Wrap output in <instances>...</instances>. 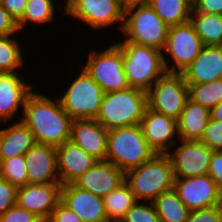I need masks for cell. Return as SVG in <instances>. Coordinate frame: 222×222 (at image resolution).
Returning <instances> with one entry per match:
<instances>
[{"instance_id": "obj_1", "label": "cell", "mask_w": 222, "mask_h": 222, "mask_svg": "<svg viewBox=\"0 0 222 222\" xmlns=\"http://www.w3.org/2000/svg\"><path fill=\"white\" fill-rule=\"evenodd\" d=\"M20 119L33 133L36 143L58 147L71 138L72 119L58 99L31 91Z\"/></svg>"}, {"instance_id": "obj_2", "label": "cell", "mask_w": 222, "mask_h": 222, "mask_svg": "<svg viewBox=\"0 0 222 222\" xmlns=\"http://www.w3.org/2000/svg\"><path fill=\"white\" fill-rule=\"evenodd\" d=\"M114 44L122 52L123 68L130 87L147 92L166 73L162 51L124 39Z\"/></svg>"}, {"instance_id": "obj_3", "label": "cell", "mask_w": 222, "mask_h": 222, "mask_svg": "<svg viewBox=\"0 0 222 222\" xmlns=\"http://www.w3.org/2000/svg\"><path fill=\"white\" fill-rule=\"evenodd\" d=\"M174 179L166 154H155L150 160L125 172V181L137 201L152 202L161 193L173 189Z\"/></svg>"}, {"instance_id": "obj_4", "label": "cell", "mask_w": 222, "mask_h": 222, "mask_svg": "<svg viewBox=\"0 0 222 222\" xmlns=\"http://www.w3.org/2000/svg\"><path fill=\"white\" fill-rule=\"evenodd\" d=\"M147 92L129 87L104 94L96 120L106 129L138 125L147 109Z\"/></svg>"}, {"instance_id": "obj_5", "label": "cell", "mask_w": 222, "mask_h": 222, "mask_svg": "<svg viewBox=\"0 0 222 222\" xmlns=\"http://www.w3.org/2000/svg\"><path fill=\"white\" fill-rule=\"evenodd\" d=\"M155 154L144 138L140 124L108 130L105 160L124 172L140 166Z\"/></svg>"}, {"instance_id": "obj_6", "label": "cell", "mask_w": 222, "mask_h": 222, "mask_svg": "<svg viewBox=\"0 0 222 222\" xmlns=\"http://www.w3.org/2000/svg\"><path fill=\"white\" fill-rule=\"evenodd\" d=\"M169 26L147 2L124 8V25L120 37L128 42L163 51Z\"/></svg>"}, {"instance_id": "obj_7", "label": "cell", "mask_w": 222, "mask_h": 222, "mask_svg": "<svg viewBox=\"0 0 222 222\" xmlns=\"http://www.w3.org/2000/svg\"><path fill=\"white\" fill-rule=\"evenodd\" d=\"M81 70L58 99L72 120L96 119L105 92L83 67Z\"/></svg>"}, {"instance_id": "obj_8", "label": "cell", "mask_w": 222, "mask_h": 222, "mask_svg": "<svg viewBox=\"0 0 222 222\" xmlns=\"http://www.w3.org/2000/svg\"><path fill=\"white\" fill-rule=\"evenodd\" d=\"M107 46L99 51L91 49L83 68L105 93L125 90L130 86L123 68L122 52L115 44Z\"/></svg>"}, {"instance_id": "obj_9", "label": "cell", "mask_w": 222, "mask_h": 222, "mask_svg": "<svg viewBox=\"0 0 222 222\" xmlns=\"http://www.w3.org/2000/svg\"><path fill=\"white\" fill-rule=\"evenodd\" d=\"M63 15L88 24L91 29L117 26L122 31L124 7L118 0H65Z\"/></svg>"}, {"instance_id": "obj_10", "label": "cell", "mask_w": 222, "mask_h": 222, "mask_svg": "<svg viewBox=\"0 0 222 222\" xmlns=\"http://www.w3.org/2000/svg\"><path fill=\"white\" fill-rule=\"evenodd\" d=\"M203 46L190 21L169 27L166 44L162 51L166 72L181 73L199 55Z\"/></svg>"}, {"instance_id": "obj_11", "label": "cell", "mask_w": 222, "mask_h": 222, "mask_svg": "<svg viewBox=\"0 0 222 222\" xmlns=\"http://www.w3.org/2000/svg\"><path fill=\"white\" fill-rule=\"evenodd\" d=\"M188 99V84L181 73H165L147 91L148 108L178 119Z\"/></svg>"}, {"instance_id": "obj_12", "label": "cell", "mask_w": 222, "mask_h": 222, "mask_svg": "<svg viewBox=\"0 0 222 222\" xmlns=\"http://www.w3.org/2000/svg\"><path fill=\"white\" fill-rule=\"evenodd\" d=\"M171 149L174 150H169L166 155L170 159L174 178L208 174L213 151L207 145L201 141L179 139Z\"/></svg>"}, {"instance_id": "obj_13", "label": "cell", "mask_w": 222, "mask_h": 222, "mask_svg": "<svg viewBox=\"0 0 222 222\" xmlns=\"http://www.w3.org/2000/svg\"><path fill=\"white\" fill-rule=\"evenodd\" d=\"M173 189L190 210L222 204V191L208 174L175 178Z\"/></svg>"}, {"instance_id": "obj_14", "label": "cell", "mask_w": 222, "mask_h": 222, "mask_svg": "<svg viewBox=\"0 0 222 222\" xmlns=\"http://www.w3.org/2000/svg\"><path fill=\"white\" fill-rule=\"evenodd\" d=\"M60 183L26 184L17 189L16 205L47 222L60 201Z\"/></svg>"}, {"instance_id": "obj_15", "label": "cell", "mask_w": 222, "mask_h": 222, "mask_svg": "<svg viewBox=\"0 0 222 222\" xmlns=\"http://www.w3.org/2000/svg\"><path fill=\"white\" fill-rule=\"evenodd\" d=\"M140 126L149 147L156 154H166L179 141L177 120L148 107L141 119Z\"/></svg>"}, {"instance_id": "obj_16", "label": "cell", "mask_w": 222, "mask_h": 222, "mask_svg": "<svg viewBox=\"0 0 222 222\" xmlns=\"http://www.w3.org/2000/svg\"><path fill=\"white\" fill-rule=\"evenodd\" d=\"M60 201L83 222H109L103 198L74 183L61 186Z\"/></svg>"}, {"instance_id": "obj_17", "label": "cell", "mask_w": 222, "mask_h": 222, "mask_svg": "<svg viewBox=\"0 0 222 222\" xmlns=\"http://www.w3.org/2000/svg\"><path fill=\"white\" fill-rule=\"evenodd\" d=\"M28 184L60 183L56 147L35 143L25 154Z\"/></svg>"}, {"instance_id": "obj_18", "label": "cell", "mask_w": 222, "mask_h": 222, "mask_svg": "<svg viewBox=\"0 0 222 222\" xmlns=\"http://www.w3.org/2000/svg\"><path fill=\"white\" fill-rule=\"evenodd\" d=\"M33 85L24 81L18 72L0 73V121L13 120L16 114L23 111L25 99L33 90Z\"/></svg>"}, {"instance_id": "obj_19", "label": "cell", "mask_w": 222, "mask_h": 222, "mask_svg": "<svg viewBox=\"0 0 222 222\" xmlns=\"http://www.w3.org/2000/svg\"><path fill=\"white\" fill-rule=\"evenodd\" d=\"M125 181V172L106 160L97 162L73 183L96 196L105 197Z\"/></svg>"}, {"instance_id": "obj_20", "label": "cell", "mask_w": 222, "mask_h": 222, "mask_svg": "<svg viewBox=\"0 0 222 222\" xmlns=\"http://www.w3.org/2000/svg\"><path fill=\"white\" fill-rule=\"evenodd\" d=\"M56 153L61 185L73 183L97 162V159L70 140L56 147Z\"/></svg>"}, {"instance_id": "obj_21", "label": "cell", "mask_w": 222, "mask_h": 222, "mask_svg": "<svg viewBox=\"0 0 222 222\" xmlns=\"http://www.w3.org/2000/svg\"><path fill=\"white\" fill-rule=\"evenodd\" d=\"M107 137L108 129L96 119H75L72 121L70 141L97 160H105Z\"/></svg>"}, {"instance_id": "obj_22", "label": "cell", "mask_w": 222, "mask_h": 222, "mask_svg": "<svg viewBox=\"0 0 222 222\" xmlns=\"http://www.w3.org/2000/svg\"><path fill=\"white\" fill-rule=\"evenodd\" d=\"M181 74L187 84H203L222 78V45H204Z\"/></svg>"}, {"instance_id": "obj_23", "label": "cell", "mask_w": 222, "mask_h": 222, "mask_svg": "<svg viewBox=\"0 0 222 222\" xmlns=\"http://www.w3.org/2000/svg\"><path fill=\"white\" fill-rule=\"evenodd\" d=\"M209 119L210 110L188 97L177 119L179 139L200 141Z\"/></svg>"}, {"instance_id": "obj_24", "label": "cell", "mask_w": 222, "mask_h": 222, "mask_svg": "<svg viewBox=\"0 0 222 222\" xmlns=\"http://www.w3.org/2000/svg\"><path fill=\"white\" fill-rule=\"evenodd\" d=\"M7 126L1 127V160L24 155L36 143L33 133L21 120Z\"/></svg>"}, {"instance_id": "obj_25", "label": "cell", "mask_w": 222, "mask_h": 222, "mask_svg": "<svg viewBox=\"0 0 222 222\" xmlns=\"http://www.w3.org/2000/svg\"><path fill=\"white\" fill-rule=\"evenodd\" d=\"M146 2L169 27L189 22L192 0H147Z\"/></svg>"}, {"instance_id": "obj_26", "label": "cell", "mask_w": 222, "mask_h": 222, "mask_svg": "<svg viewBox=\"0 0 222 222\" xmlns=\"http://www.w3.org/2000/svg\"><path fill=\"white\" fill-rule=\"evenodd\" d=\"M189 21L203 45H222V15L191 12Z\"/></svg>"}, {"instance_id": "obj_27", "label": "cell", "mask_w": 222, "mask_h": 222, "mask_svg": "<svg viewBox=\"0 0 222 222\" xmlns=\"http://www.w3.org/2000/svg\"><path fill=\"white\" fill-rule=\"evenodd\" d=\"M152 203L161 222H186L191 211L174 189L161 193Z\"/></svg>"}, {"instance_id": "obj_28", "label": "cell", "mask_w": 222, "mask_h": 222, "mask_svg": "<svg viewBox=\"0 0 222 222\" xmlns=\"http://www.w3.org/2000/svg\"><path fill=\"white\" fill-rule=\"evenodd\" d=\"M103 200L109 222H120L126 212L137 201L126 181L103 197Z\"/></svg>"}, {"instance_id": "obj_29", "label": "cell", "mask_w": 222, "mask_h": 222, "mask_svg": "<svg viewBox=\"0 0 222 222\" xmlns=\"http://www.w3.org/2000/svg\"><path fill=\"white\" fill-rule=\"evenodd\" d=\"M54 0H28L22 17L17 21L20 34L29 25L52 23L57 14ZM32 23V24H31Z\"/></svg>"}, {"instance_id": "obj_30", "label": "cell", "mask_w": 222, "mask_h": 222, "mask_svg": "<svg viewBox=\"0 0 222 222\" xmlns=\"http://www.w3.org/2000/svg\"><path fill=\"white\" fill-rule=\"evenodd\" d=\"M17 35L0 36V73L19 72L18 69L24 68V47L17 41Z\"/></svg>"}, {"instance_id": "obj_31", "label": "cell", "mask_w": 222, "mask_h": 222, "mask_svg": "<svg viewBox=\"0 0 222 222\" xmlns=\"http://www.w3.org/2000/svg\"><path fill=\"white\" fill-rule=\"evenodd\" d=\"M188 97L210 110L222 101V78L203 84H188Z\"/></svg>"}, {"instance_id": "obj_32", "label": "cell", "mask_w": 222, "mask_h": 222, "mask_svg": "<svg viewBox=\"0 0 222 222\" xmlns=\"http://www.w3.org/2000/svg\"><path fill=\"white\" fill-rule=\"evenodd\" d=\"M24 155L1 160L0 177L19 188L28 184Z\"/></svg>"}, {"instance_id": "obj_33", "label": "cell", "mask_w": 222, "mask_h": 222, "mask_svg": "<svg viewBox=\"0 0 222 222\" xmlns=\"http://www.w3.org/2000/svg\"><path fill=\"white\" fill-rule=\"evenodd\" d=\"M120 222H161L152 202L136 201Z\"/></svg>"}, {"instance_id": "obj_34", "label": "cell", "mask_w": 222, "mask_h": 222, "mask_svg": "<svg viewBox=\"0 0 222 222\" xmlns=\"http://www.w3.org/2000/svg\"><path fill=\"white\" fill-rule=\"evenodd\" d=\"M200 141L212 151L222 150V121L209 119Z\"/></svg>"}, {"instance_id": "obj_35", "label": "cell", "mask_w": 222, "mask_h": 222, "mask_svg": "<svg viewBox=\"0 0 222 222\" xmlns=\"http://www.w3.org/2000/svg\"><path fill=\"white\" fill-rule=\"evenodd\" d=\"M186 222H222V204L191 210Z\"/></svg>"}, {"instance_id": "obj_36", "label": "cell", "mask_w": 222, "mask_h": 222, "mask_svg": "<svg viewBox=\"0 0 222 222\" xmlns=\"http://www.w3.org/2000/svg\"><path fill=\"white\" fill-rule=\"evenodd\" d=\"M0 222H43L38 216L17 205L0 216Z\"/></svg>"}, {"instance_id": "obj_37", "label": "cell", "mask_w": 222, "mask_h": 222, "mask_svg": "<svg viewBox=\"0 0 222 222\" xmlns=\"http://www.w3.org/2000/svg\"><path fill=\"white\" fill-rule=\"evenodd\" d=\"M17 187L0 177V216L16 205Z\"/></svg>"}, {"instance_id": "obj_38", "label": "cell", "mask_w": 222, "mask_h": 222, "mask_svg": "<svg viewBox=\"0 0 222 222\" xmlns=\"http://www.w3.org/2000/svg\"><path fill=\"white\" fill-rule=\"evenodd\" d=\"M47 222H83L73 211L66 207L61 201L58 202L56 208Z\"/></svg>"}, {"instance_id": "obj_39", "label": "cell", "mask_w": 222, "mask_h": 222, "mask_svg": "<svg viewBox=\"0 0 222 222\" xmlns=\"http://www.w3.org/2000/svg\"><path fill=\"white\" fill-rule=\"evenodd\" d=\"M222 15V0H192V11Z\"/></svg>"}, {"instance_id": "obj_40", "label": "cell", "mask_w": 222, "mask_h": 222, "mask_svg": "<svg viewBox=\"0 0 222 222\" xmlns=\"http://www.w3.org/2000/svg\"><path fill=\"white\" fill-rule=\"evenodd\" d=\"M208 175L215 181L218 188L222 191V150L213 151Z\"/></svg>"}, {"instance_id": "obj_41", "label": "cell", "mask_w": 222, "mask_h": 222, "mask_svg": "<svg viewBox=\"0 0 222 222\" xmlns=\"http://www.w3.org/2000/svg\"><path fill=\"white\" fill-rule=\"evenodd\" d=\"M17 21L0 4V36L19 34Z\"/></svg>"}, {"instance_id": "obj_42", "label": "cell", "mask_w": 222, "mask_h": 222, "mask_svg": "<svg viewBox=\"0 0 222 222\" xmlns=\"http://www.w3.org/2000/svg\"><path fill=\"white\" fill-rule=\"evenodd\" d=\"M28 0H1L3 8L18 21L24 11Z\"/></svg>"}, {"instance_id": "obj_43", "label": "cell", "mask_w": 222, "mask_h": 222, "mask_svg": "<svg viewBox=\"0 0 222 222\" xmlns=\"http://www.w3.org/2000/svg\"><path fill=\"white\" fill-rule=\"evenodd\" d=\"M210 119L222 121V101L210 109Z\"/></svg>"}, {"instance_id": "obj_44", "label": "cell", "mask_w": 222, "mask_h": 222, "mask_svg": "<svg viewBox=\"0 0 222 222\" xmlns=\"http://www.w3.org/2000/svg\"><path fill=\"white\" fill-rule=\"evenodd\" d=\"M118 1L124 8H126V7L134 5V4L144 3L147 0H118Z\"/></svg>"}, {"instance_id": "obj_45", "label": "cell", "mask_w": 222, "mask_h": 222, "mask_svg": "<svg viewBox=\"0 0 222 222\" xmlns=\"http://www.w3.org/2000/svg\"><path fill=\"white\" fill-rule=\"evenodd\" d=\"M0 147H1V129H0ZM0 164H1V151H0Z\"/></svg>"}]
</instances>
